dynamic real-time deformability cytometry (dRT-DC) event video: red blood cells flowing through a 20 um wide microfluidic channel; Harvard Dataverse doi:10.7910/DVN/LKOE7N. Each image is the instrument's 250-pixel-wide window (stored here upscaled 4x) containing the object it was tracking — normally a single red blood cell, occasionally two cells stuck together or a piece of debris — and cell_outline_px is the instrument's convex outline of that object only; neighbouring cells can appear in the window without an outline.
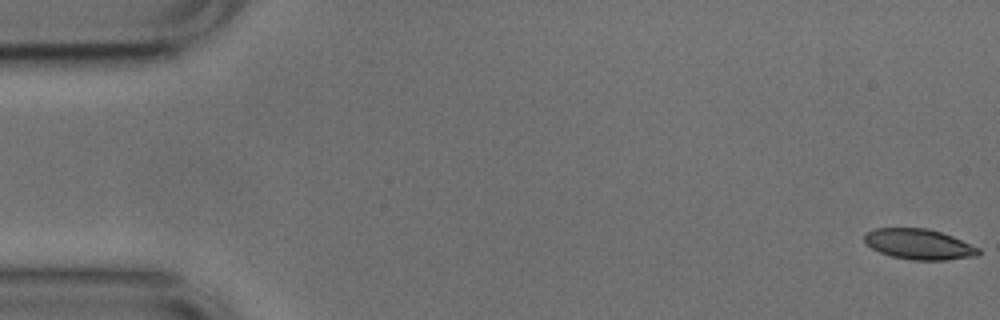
{"species": "common noctule bat (a hibernating species)", "species_latin": "Nyctalus noctula", "temperature_condition": "cold", "stored_images_in_passage": 53, "camera_frame_rate_fps": 3000, "um_per_image_px": 0.085, "animal": {"sex": "male", "body_mass_g": 17.9, "forearm_length_mm": 54.2}, "frame": {"image": 1, "passage_image": 1, "time_ms": 0.0, "image_size_px": [1000, 320], "cell_outline_px": [[980, 252], [976, 256], [944, 260], [912, 260], [892, 256], [880, 252], [872, 248], [864, 240], [864, 232], [876, 228], [928, 228], [952, 236], [980, 248]], "centroid_in_image_um": [78.1, 20.75], "position_along_channel_um": 6.9, "area_um2": 20.17}}
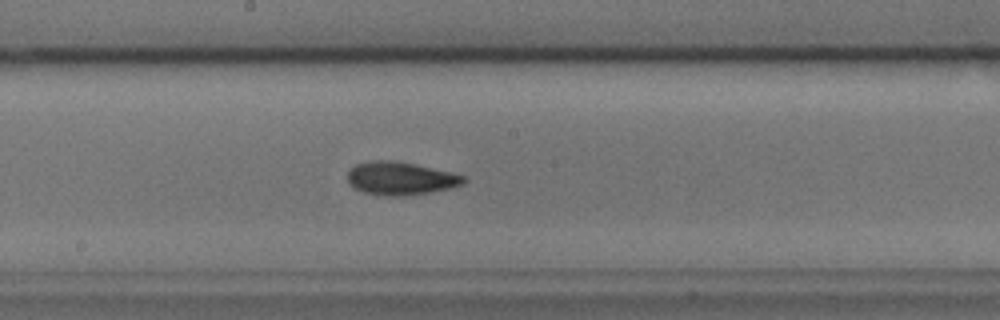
{"frame": {"image": 2, "passage_image": 28, "time_ms": 9.0, "image_size_px": [1000, 320], "cell_outline_px": [[468, 180], [464, 184], [452, 188], [432, 192], [404, 196], [388, 196], [364, 192], [348, 184], [348, 172], [356, 164], [372, 160], [392, 160], [412, 164], [448, 172], [464, 176]], "centroid_in_image_um": [34.05, 15.18], "position_along_channel_um": 214.2, "area_um2": 22.2}}
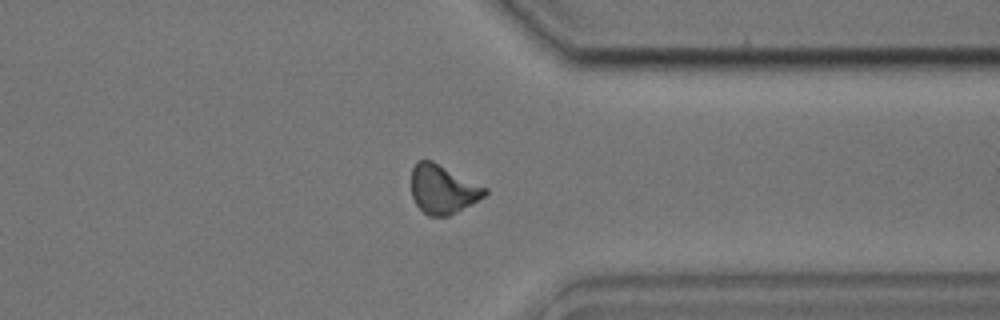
{"frame": {"image": 3, "passage_image": 41, "time_ms": 13.333, "image_size_px": [1000, 320], "cell_outline_px": [[488, 192], [484, 196], [456, 212], [448, 216], [428, 216], [416, 204], [412, 196], [412, 168], [416, 160], [432, 160], [488, 188]], "centroid_in_image_um": [37.63, 16.07], "position_along_channel_um": 373.8, "area_um2": 20.81}, "authors_computed_cell_mechanics": {"area_um2": 20.9236, "velocity_mm_per_s": 3.7719, "shape_relaxation_time_tau1_ms": 4.1635, "shape_relaxation_time_tau2_ms": 3.7292, "deformation_change_tau1": 0.1175, "deformation_change_tau2": 0.0972}}